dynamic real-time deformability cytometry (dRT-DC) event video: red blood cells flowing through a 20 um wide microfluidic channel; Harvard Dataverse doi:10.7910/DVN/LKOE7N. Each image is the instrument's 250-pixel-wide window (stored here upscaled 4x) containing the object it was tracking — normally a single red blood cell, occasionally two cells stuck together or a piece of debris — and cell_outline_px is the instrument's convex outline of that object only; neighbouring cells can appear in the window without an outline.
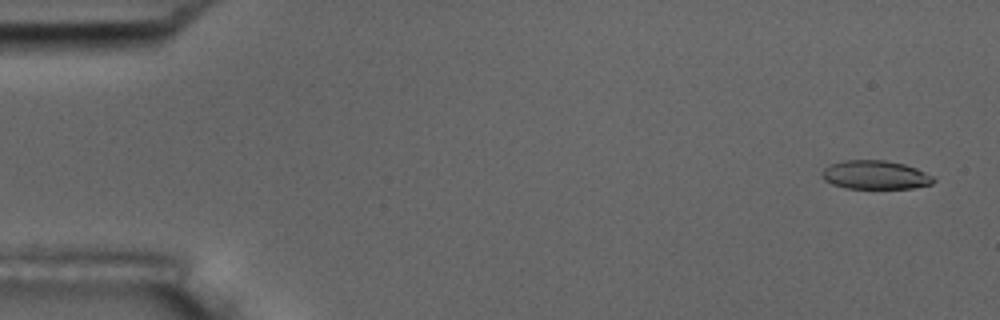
{"species": "common noctule bat (a hibernating species)", "species_latin": "Nyctalus noctula", "temperature_condition": "room temperature", "stored_images_in_passage": 6, "camera_frame_rate_fps": 3000, "um_per_image_px": 0.085, "animal": {"sex": "male", "body_mass_g": 17.5, "forearm_length_mm": 52.3}, "frame": {"image": 1, "passage_image": 1, "time_ms": 0.0, "image_size_px": [1000, 320], "cell_outline_px": [[936, 180], [932, 184], [912, 188], [844, 188], [832, 184], [824, 180], [820, 176], [820, 172], [824, 168], [832, 164], [844, 160], [884, 160], [904, 164], [916, 168], [932, 176]], "centroid_in_image_um": [74.36, 14.87], "position_along_channel_um": 10.6, "area_um2": 18.67}}